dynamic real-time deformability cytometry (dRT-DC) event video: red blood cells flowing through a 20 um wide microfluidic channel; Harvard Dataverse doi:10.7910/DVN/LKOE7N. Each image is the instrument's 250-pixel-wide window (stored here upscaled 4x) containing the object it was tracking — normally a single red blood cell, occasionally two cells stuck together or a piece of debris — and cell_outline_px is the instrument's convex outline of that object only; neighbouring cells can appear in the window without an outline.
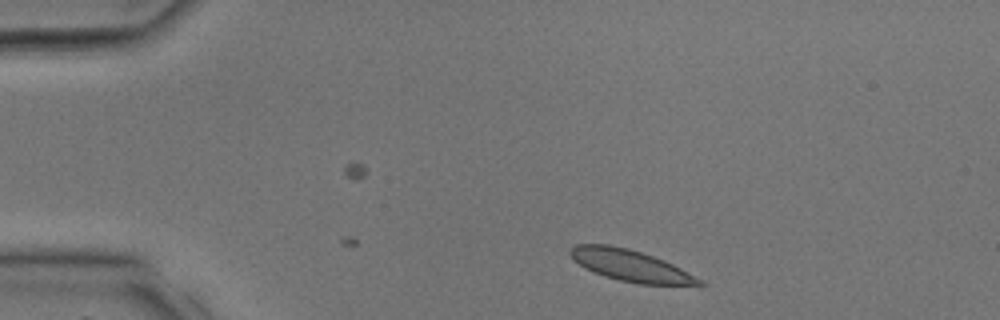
{"species": "common noctule bat (a hibernating species)", "species_latin": "Nyctalus noctula", "temperature_condition": "room temperature", "stored_images_in_passage": 5, "camera_frame_rate_fps": 3000, "um_per_image_px": 0.085, "animal": {"sex": "male", "body_mass_g": 17.9, "forearm_length_mm": 54.2}, "frame": {"image": 1, "passage_image": 5, "time_ms": 1.333, "image_size_px": [1000, 320], "cell_outline_px": [[708, 284], [700, 288], [640, 284], [620, 280], [604, 276], [580, 264], [568, 252], [576, 244], [608, 244], [628, 248], [664, 260], [704, 280]], "centroid_in_image_um": [53.8, 22.63], "position_along_channel_um": 31.2, "area_um2": 24.04}}